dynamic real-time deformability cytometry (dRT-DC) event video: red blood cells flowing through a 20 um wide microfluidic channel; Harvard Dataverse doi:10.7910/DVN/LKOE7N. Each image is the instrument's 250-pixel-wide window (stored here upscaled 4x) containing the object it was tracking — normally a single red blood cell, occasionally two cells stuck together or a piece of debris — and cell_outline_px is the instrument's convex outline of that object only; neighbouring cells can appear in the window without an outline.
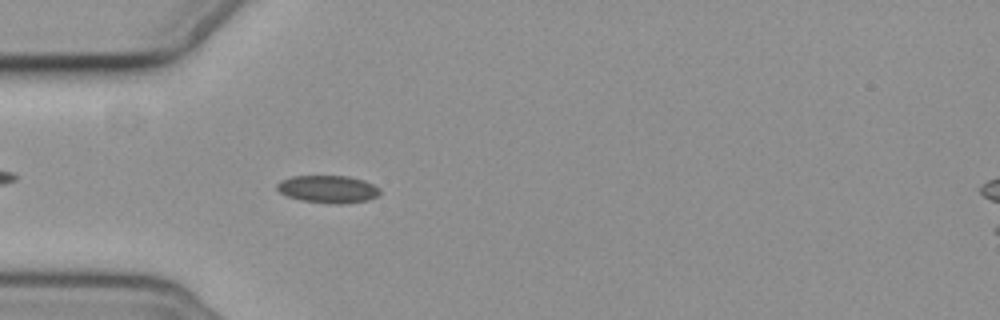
{"species": "common noctule bat (a hibernating species)", "species_latin": "Nyctalus noctula", "temperature_condition": "cold", "stored_images_in_passage": 1, "camera_frame_rate_fps": 3000, "um_per_image_px": 0.085, "animal": {"sex": "female", "body_mass_g": 19.3, "forearm_length_mm": 54.1}, "frame": {"image": 1, "passage_image": 1, "time_ms": 0.0, "image_size_px": [1000, 320], "cell_outline_px": [[380, 196], [368, 200], [348, 204], [332, 204], [300, 200], [288, 196], [280, 192], [276, 188], [276, 184], [280, 180], [292, 176], [348, 176], [364, 180], [380, 188]], "centroid_in_image_um": [27.91, 16.08], "position_along_channel_um": 57.1, "area_um2": 16.76}}